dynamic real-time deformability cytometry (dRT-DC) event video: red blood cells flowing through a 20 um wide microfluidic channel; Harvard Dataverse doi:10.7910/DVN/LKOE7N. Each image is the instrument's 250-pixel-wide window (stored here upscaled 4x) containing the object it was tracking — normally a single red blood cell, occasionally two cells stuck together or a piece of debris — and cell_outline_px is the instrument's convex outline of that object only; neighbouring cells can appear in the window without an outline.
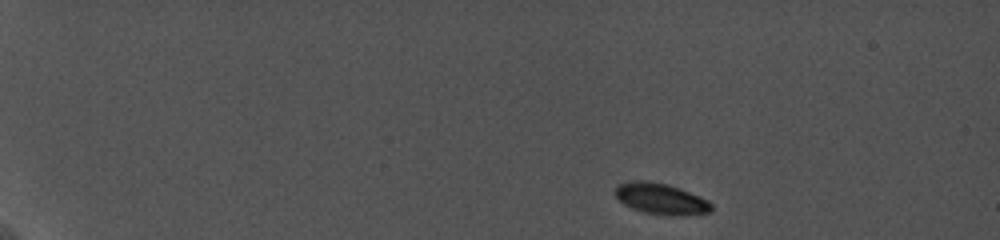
{"species": "common noctule bat (a hibernating species)", "species_latin": "Nyctalus noctula", "temperature_condition": "cold", "stored_images_in_passage": 33, "camera_frame_rate_fps": 5000, "um_per_image_px": 0.085, "animal": {"sex": "female", "body_mass_g": 19.0, "forearm_length_mm": 56.7}, "frame": {"image": 1, "passage_image": 1, "time_ms": 0.0, "image_size_px": [1000, 240], "cell_outline_px": [[712, 212], [644, 212], [632, 208], [624, 204], [616, 196], [616, 184], [628, 180], [648, 180], [668, 184], [680, 188], [700, 196], [708, 200], [712, 204]], "centroid_in_image_um": [56.1, 16.8], "position_along_channel_um": 28.9, "area_um2": 16.59}}
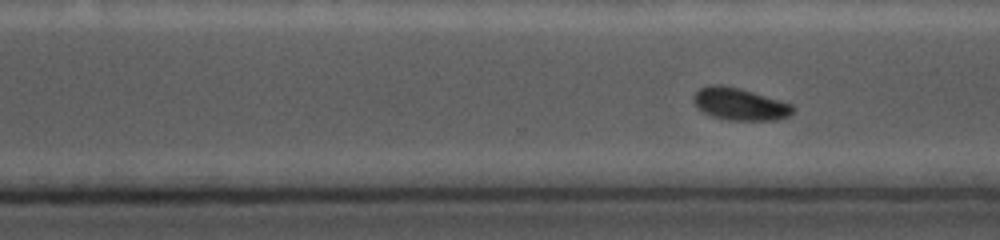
{"frame": {"image": 2, "passage_image": 22, "time_ms": 11.2, "image_size_px": [1000, 240], "cell_outline_px": [[796, 108], [788, 116], [776, 120], [728, 120], [712, 116], [696, 108], [692, 100], [692, 96], [700, 88], [708, 84], [720, 84], [740, 88], [780, 100], [792, 104]], "centroid_in_image_um": [62.85, 8.84], "position_along_channel_um": 307.8, "area_um2": 18.84}}
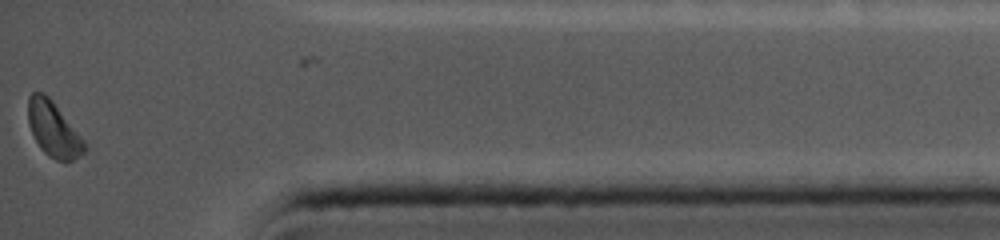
{"frame": {"image": 3, "passage_image": 33, "time_ms": 14.8, "image_size_px": [1000, 240], "cell_outline_px": [[88, 148], [80, 156], [64, 164], [48, 156], [40, 148], [28, 124], [28, 96], [32, 92], [44, 92], [52, 100], [88, 144]], "centroid_in_image_um": [4.57, 11.01], "position_along_channel_um": 430.6, "area_um2": 18.38}, "authors_computed_cell_mechanics": {"area_um2": 18.2648, "velocity_mm_per_s": 3.7201, "shape_relaxation_time_tau1_ms": 1.2717, "shape_relaxation_time_tau2_ms": null, "deformation_change_tau1": 0.0396, "deformation_change_tau2": null}}